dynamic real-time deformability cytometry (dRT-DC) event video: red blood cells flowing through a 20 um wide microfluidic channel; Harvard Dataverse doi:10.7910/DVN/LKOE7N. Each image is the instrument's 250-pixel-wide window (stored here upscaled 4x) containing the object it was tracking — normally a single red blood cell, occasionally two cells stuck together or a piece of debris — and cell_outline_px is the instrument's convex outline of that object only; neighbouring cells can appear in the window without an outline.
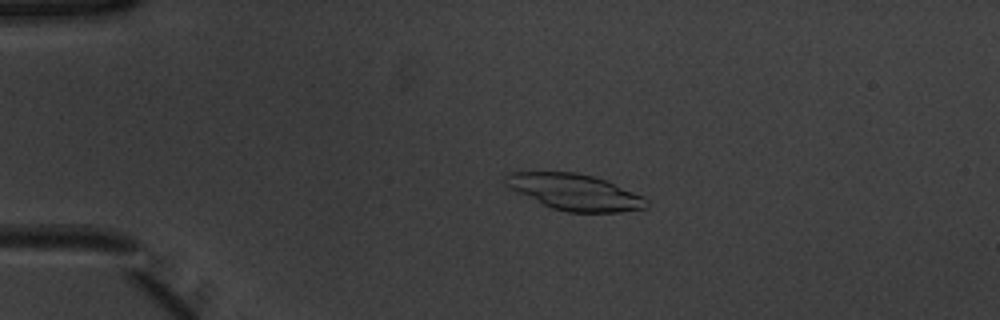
{"species": "common noctule bat (a hibernating species)", "species_latin": "Nyctalus noctula", "temperature_condition": "warm", "stored_images_in_passage": 43, "camera_frame_rate_fps": 3000, "um_per_image_px": 0.085, "animal": {"sex": "male", "body_mass_g": 20.1, "forearm_length_mm": 53.5}, "frame": {"image": 1, "passage_image": 3, "time_ms": 0.667, "image_size_px": [1000, 320], "cell_outline_px": [[648, 204], [644, 208], [620, 212], [568, 212], [552, 208], [516, 192], [504, 184], [504, 176], [508, 172], [576, 172], [596, 176], [644, 196], [648, 200]], "centroid_in_image_um": [48.84, 16.31], "position_along_channel_um": 36.2, "area_um2": 29.71}}
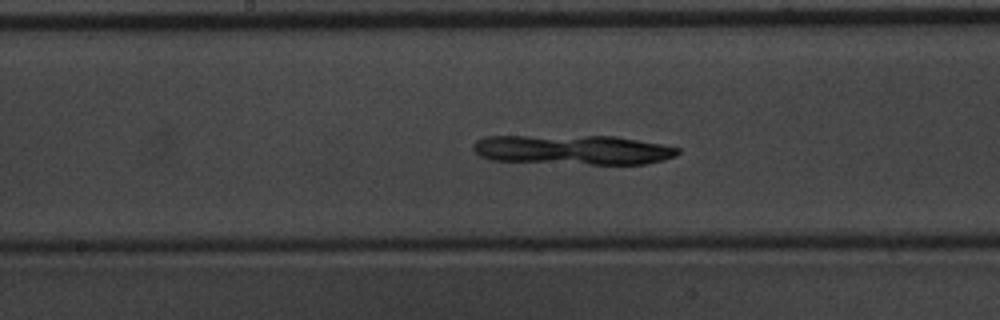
{"frame": {"image": 2, "passage_image": 19, "time_ms": 6.0, "image_size_px": [1000, 320], "cell_outline_px": [[680, 152], [676, 156], [664, 160], [648, 164], [588, 164], [492, 160], [480, 156], [472, 148], [472, 144], [476, 140], [484, 136], [616, 136], [660, 144], [680, 148]], "centroid_in_image_um": [48.71, 12.73], "position_along_channel_um": 199.5, "area_um2": 35.43}}
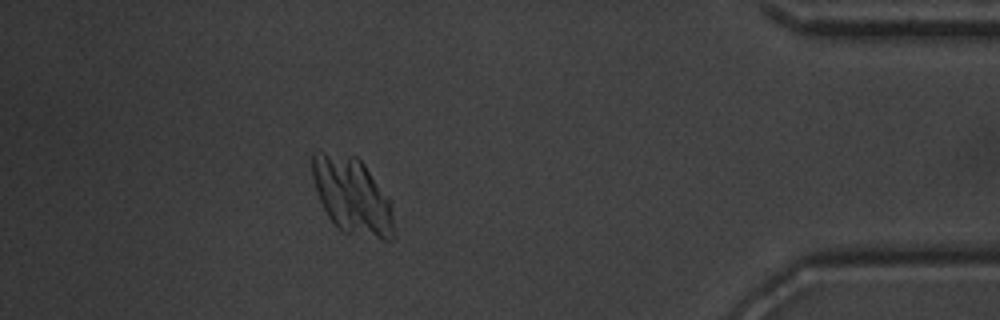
{"frame": {"image": 3, "passage_image": 38, "time_ms": 12.333, "image_size_px": [1000, 320], "cell_outline_px": [[396, 236], [392, 240], [384, 240], [344, 232], [332, 224], [320, 200], [312, 176], [312, 152], [324, 152], [356, 156], [364, 164], [392, 204]], "centroid_in_image_um": [29.96, 16.69], "position_along_channel_um": 405.2, "area_um2": 36.36}}